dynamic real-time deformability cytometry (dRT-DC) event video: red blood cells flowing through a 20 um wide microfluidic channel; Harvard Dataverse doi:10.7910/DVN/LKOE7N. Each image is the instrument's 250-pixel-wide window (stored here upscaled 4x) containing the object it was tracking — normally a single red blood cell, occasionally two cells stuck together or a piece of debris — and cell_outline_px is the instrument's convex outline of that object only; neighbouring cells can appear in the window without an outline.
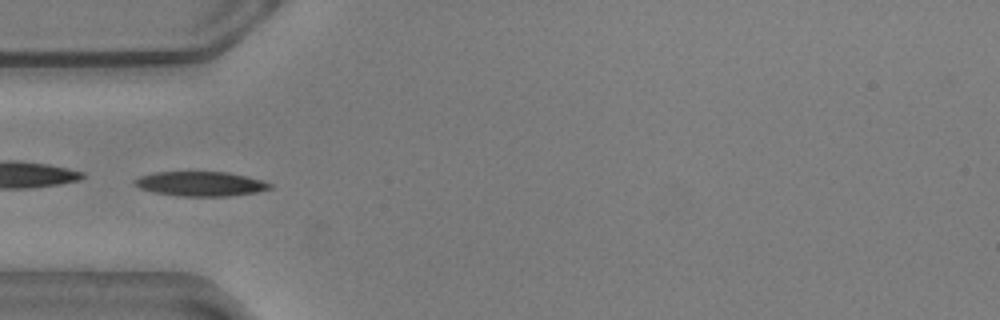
{"species": "common noctule bat (a hibernating species)", "species_latin": "Nyctalus noctula", "temperature_condition": "warm", "stored_images_in_passage": 55, "camera_frame_rate_fps": 3000, "um_per_image_px": 0.085, "animal": {"sex": "male", "body_mass_g": 20.5, "forearm_length_mm": 52.5}, "frame": {"image": 1, "passage_image": 16, "time_ms": 5.0, "image_size_px": [1000, 320], "cell_outline_px": [[272, 188], [256, 192], [232, 196], [180, 196], [152, 192], [140, 188], [132, 184], [132, 180], [140, 176], [156, 172], [228, 172], [248, 176], [264, 180], [272, 184]], "centroid_in_image_um": [17.05, 15.62], "position_along_channel_um": 67.9, "area_um2": 19.59}}
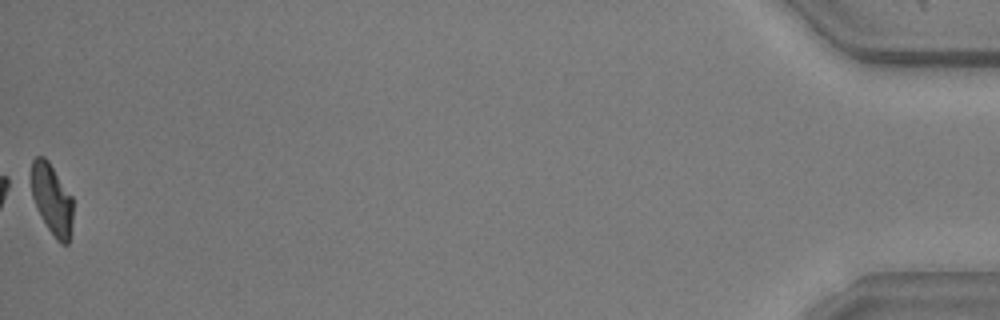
{"frame": {"image": 2, "passage_image": 55, "time_ms": 18.0, "image_size_px": [1000, 320], "cell_outline_px": [[72, 220], [68, 244], [60, 244], [56, 240], [48, 228], [32, 196], [32, 160], [36, 156], [44, 156], [48, 160], [72, 196]], "centroid_in_image_um": [4.43, 16.93], "position_along_channel_um": 430.8, "area_um2": 16.82}, "authors_computed_cell_mechanics": {"area_um2": 19.3052, "velocity_mm_per_s": 3.5766, "shape_relaxation_time_tau1_ms": 2.7124, "shape_relaxation_time_tau2_ms": 2.0598, "deformation_change_tau1": 0.1064, "deformation_change_tau2": 0.0728}}